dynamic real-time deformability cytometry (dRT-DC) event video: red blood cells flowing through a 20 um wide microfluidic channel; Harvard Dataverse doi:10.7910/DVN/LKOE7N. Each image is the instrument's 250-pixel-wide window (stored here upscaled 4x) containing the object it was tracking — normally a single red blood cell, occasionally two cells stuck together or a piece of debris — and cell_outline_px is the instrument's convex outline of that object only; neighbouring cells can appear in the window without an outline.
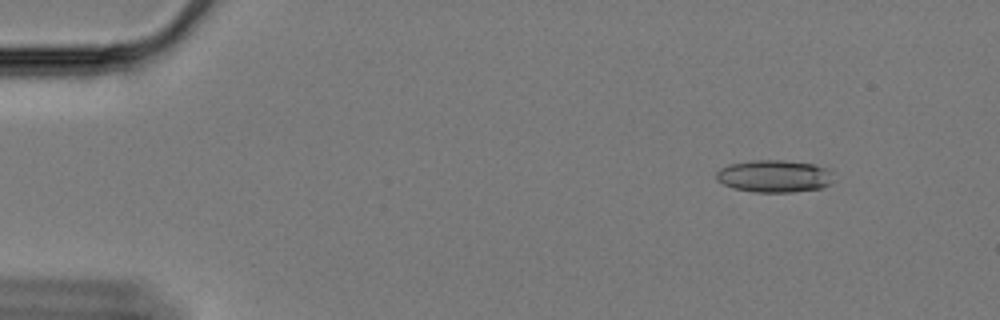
{"species": "Egyptian fruit bat (a non-hibernating species)", "species_latin": "Rousettus aegyptiacus", "temperature_condition": "cold", "stored_images_in_passage": 51, "camera_frame_rate_fps": 3000, "um_per_image_px": 0.085, "animal": {"sex": "female"}, "frame": {"image": 1, "passage_image": 7, "time_ms": 2.0, "image_size_px": [1000, 320], "cell_outline_px": [[832, 172], [828, 184], [820, 188], [792, 192], [752, 192], [732, 188], [716, 180], [716, 172], [720, 168], [728, 164], [752, 160], [784, 160], [812, 164], [832, 168]], "centroid_in_image_um": [65.77, 14.96], "position_along_channel_um": 19.2, "area_um2": 22.2}}
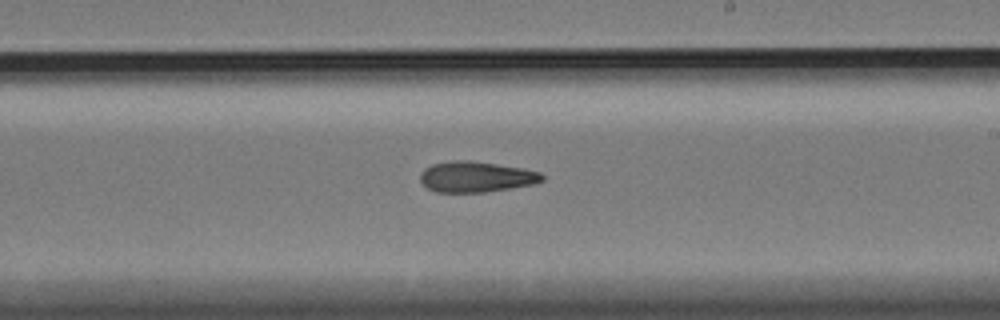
{"frame": {"image": 2, "passage_image": 36, "time_ms": 11.667, "image_size_px": [1000, 320], "cell_outline_px": [[544, 180], [536, 184], [484, 192], [436, 192], [428, 188], [420, 180], [420, 172], [424, 168], [432, 164], [452, 160], [468, 160], [524, 168], [540, 172], [544, 176]], "centroid_in_image_um": [40.48, 15.02], "position_along_channel_um": 248.5, "area_um2": 21.91}}
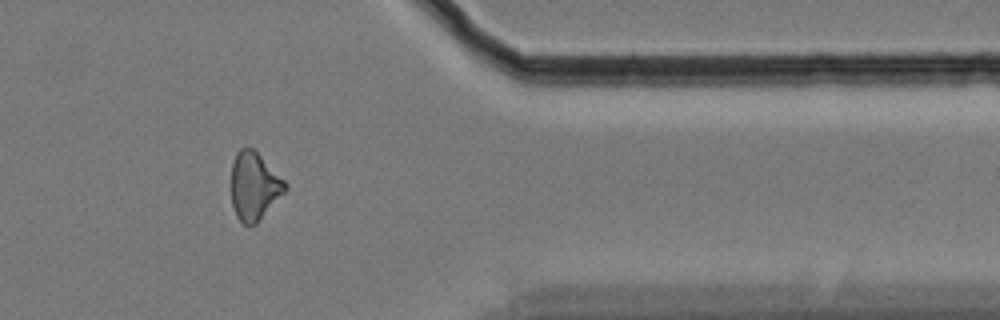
{"frame": {"image": 3, "passage_image": 50, "time_ms": 16.333, "image_size_px": [1000, 320], "cell_outline_px": [[288, 188], [260, 220], [256, 224], [244, 224], [236, 216], [232, 204], [232, 164], [236, 152], [240, 148], [252, 148], [288, 184]], "centroid_in_image_um": [21.61, 15.83], "position_along_channel_um": 389.8, "area_um2": 20.98}, "authors_computed_cell_mechanics": {"area_um2": 22.0796, "velocity_mm_per_s": 3.3557, "shape_relaxation_time_tau1_ms": null, "shape_relaxation_time_tau2_ms": 8.4714, "deformation_change_tau1": null, "deformation_change_tau2": 0.1801}}